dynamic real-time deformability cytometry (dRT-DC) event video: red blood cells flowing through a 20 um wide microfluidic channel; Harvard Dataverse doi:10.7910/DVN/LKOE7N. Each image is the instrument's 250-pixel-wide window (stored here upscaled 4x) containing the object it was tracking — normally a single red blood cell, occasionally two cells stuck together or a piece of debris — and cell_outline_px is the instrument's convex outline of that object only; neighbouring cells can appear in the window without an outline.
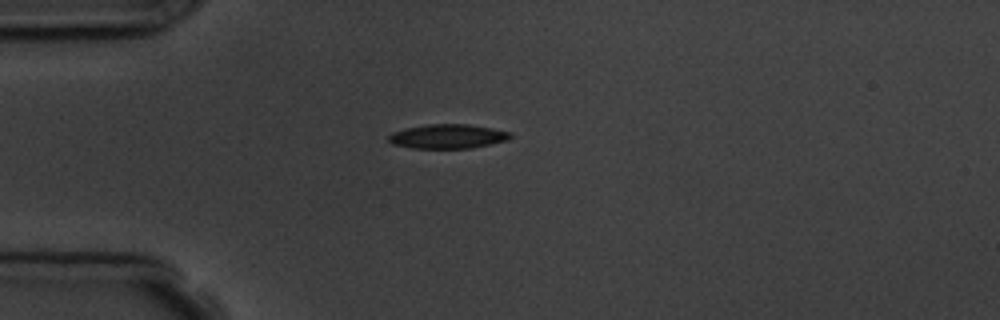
{"species": "common noctule bat (a hibernating species)", "species_latin": "Nyctalus noctula", "temperature_condition": "room temperature", "stored_images_in_passage": 6, "camera_frame_rate_fps": 3000, "um_per_image_px": 0.085, "animal": {"sex": "male", "body_mass_g": 19.5, "forearm_length_mm": 54.6}, "frame": {"image": 1, "passage_image": 3, "time_ms": 3.333, "image_size_px": [1000, 320], "cell_outline_px": [[512, 136], [508, 140], [468, 148], [412, 148], [392, 144], [388, 140], [388, 136], [392, 132], [408, 128], [428, 124], [468, 124], [492, 128], [512, 132]], "centroid_in_image_um": [38.06, 11.59], "position_along_channel_um": 46.9, "area_um2": 17.11}}